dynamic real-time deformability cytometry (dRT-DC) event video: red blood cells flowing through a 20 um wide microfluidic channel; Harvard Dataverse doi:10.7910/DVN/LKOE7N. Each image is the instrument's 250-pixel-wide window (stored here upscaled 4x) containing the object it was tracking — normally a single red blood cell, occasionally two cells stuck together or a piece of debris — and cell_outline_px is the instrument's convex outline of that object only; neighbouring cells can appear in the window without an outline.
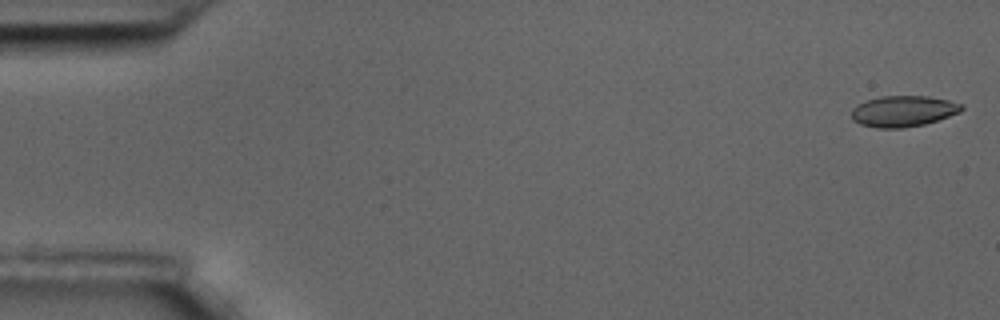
{"species": "common noctule bat (a hibernating species)", "species_latin": "Nyctalus noctula", "temperature_condition": "room temperature", "stored_images_in_passage": 13, "camera_frame_rate_fps": 3000, "um_per_image_px": 0.085, "animal": {"sex": "male", "body_mass_g": 17.5, "forearm_length_mm": 52.3}, "frame": {"image": 1, "passage_image": 1, "time_ms": 0.0, "image_size_px": [1000, 320], "cell_outline_px": [[964, 108], [960, 112], [924, 124], [904, 128], [876, 128], [860, 124], [852, 120], [852, 108], [868, 100], [880, 96], [928, 96], [948, 100], [964, 104]], "centroid_in_image_um": [76.78, 9.45], "position_along_channel_um": 8.2, "area_um2": 19.83}}
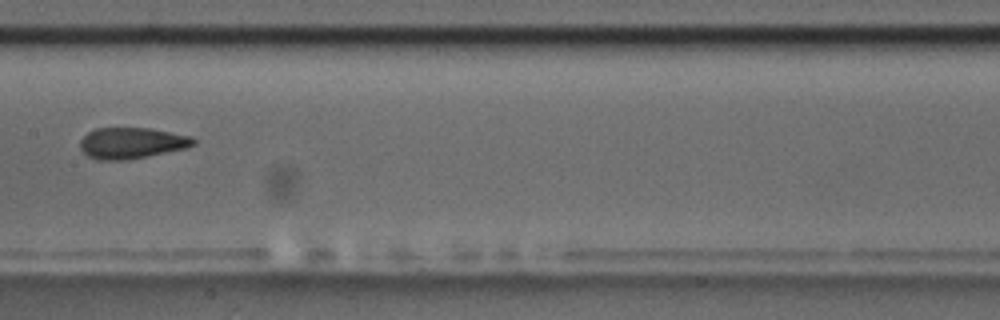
{"frame": {"image": 2, "passage_image": 8, "time_ms": 2.333, "image_size_px": [1000, 320], "cell_outline_px": [[196, 144], [188, 148], [148, 156], [124, 160], [96, 160], [88, 156], [80, 148], [80, 140], [88, 132], [96, 128], [148, 128], [192, 136], [196, 140]], "centroid_in_image_um": [11.21, 12.16], "position_along_channel_um": 196.2, "area_um2": 20.63}}
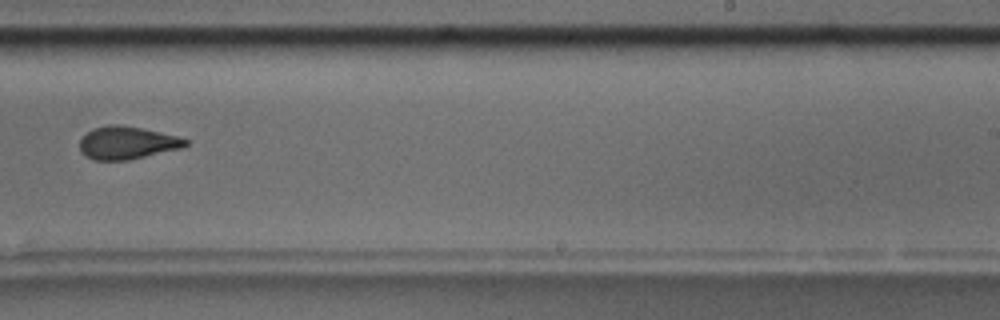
{"frame": {"image": 3, "passage_image": 10, "time_ms": 3.0, "image_size_px": [1000, 320], "cell_outline_px": [[188, 144], [180, 148], [128, 160], [92, 160], [84, 156], [80, 152], [80, 140], [92, 128], [108, 124], [120, 124], [160, 132], [176, 136], [188, 140]], "centroid_in_image_um": [10.74, 12.14], "position_along_channel_um": 278.3, "area_um2": 20.11}}